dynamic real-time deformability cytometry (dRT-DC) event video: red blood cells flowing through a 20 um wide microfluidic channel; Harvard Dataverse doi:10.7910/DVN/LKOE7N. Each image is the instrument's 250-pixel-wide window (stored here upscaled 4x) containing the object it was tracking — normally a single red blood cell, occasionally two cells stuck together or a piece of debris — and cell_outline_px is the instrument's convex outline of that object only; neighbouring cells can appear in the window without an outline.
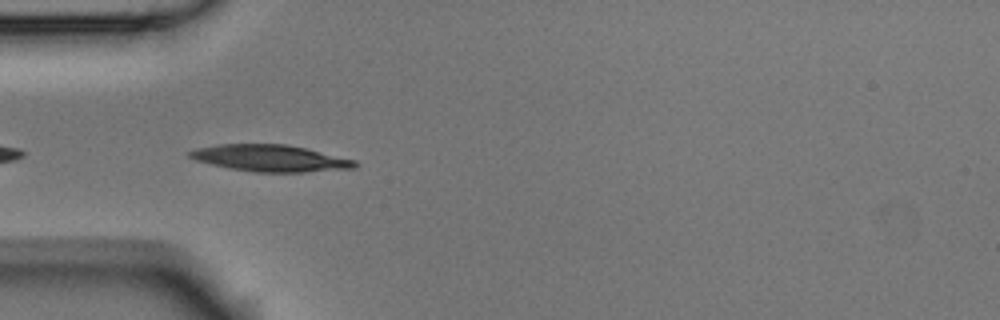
{"species": "Egyptian fruit bat (a non-hibernating species)", "species_latin": "Rousettus aegyptiacus", "temperature_condition": "room temperature", "stored_images_in_passage": 4, "camera_frame_rate_fps": 3000, "um_per_image_px": 0.085, "animal": {"sex": "male"}, "frame": {"image": 1, "passage_image": 4, "time_ms": 1.0, "image_size_px": [1000, 320], "cell_outline_px": [[360, 164], [356, 168], [304, 172], [256, 172], [228, 168], [196, 160], [188, 156], [188, 152], [196, 148], [220, 144], [284, 144], [304, 148], [356, 160]], "centroid_in_image_um": [22.99, 13.45], "position_along_channel_um": 62.0, "area_um2": 25.55}}